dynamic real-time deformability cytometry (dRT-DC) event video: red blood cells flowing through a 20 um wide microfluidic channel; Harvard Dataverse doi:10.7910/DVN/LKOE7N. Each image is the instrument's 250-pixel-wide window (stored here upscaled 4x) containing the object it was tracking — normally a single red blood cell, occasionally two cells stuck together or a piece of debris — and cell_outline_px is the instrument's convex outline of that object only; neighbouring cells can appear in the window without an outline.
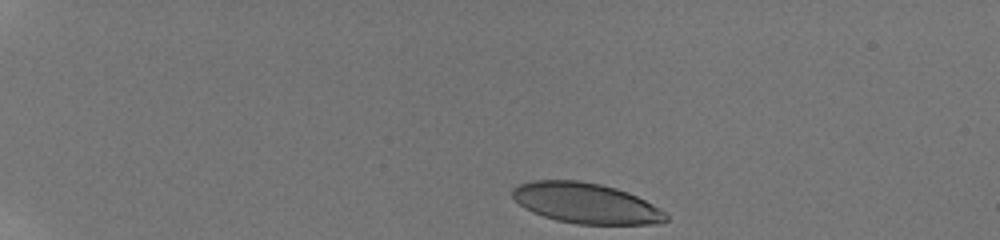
{"species": "human", "species_latin": "Homo sapiens", "temperature_condition": "room temperature", "stored_images_in_passage": 39, "camera_frame_rate_fps": 3000, "um_per_image_px": 0.085, "donor": {"sex": "male"}, "frame": {"image": 1, "passage_image": 1, "time_ms": 0.0, "image_size_px": [1000, 240], "cell_outline_px": [[668, 220], [660, 224], [576, 224], [556, 220], [532, 212], [524, 208], [512, 196], [512, 188], [520, 184], [532, 180], [580, 180], [600, 184], [616, 188], [628, 192], [652, 204], [664, 212], [668, 216]], "centroid_in_image_um": [49.79, 17.27], "position_along_channel_um": 35.2, "area_um2": 36.18}}
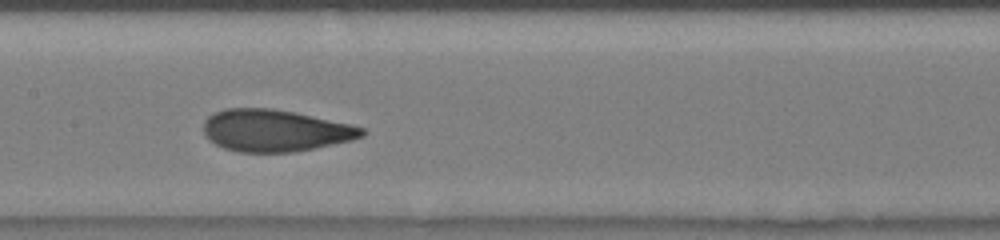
{"frame": {"image": 2, "passage_image": 20, "time_ms": 6.333, "image_size_px": [1000, 240], "cell_outline_px": [[368, 132], [364, 136], [352, 140], [316, 148], [292, 152], [236, 152], [224, 148], [208, 140], [204, 136], [204, 120], [208, 116], [224, 108], [272, 108], [296, 112], [352, 124], [364, 128]], "centroid_in_image_um": [23.4, 11.09], "position_along_channel_um": 184.0, "area_um2": 39.13}}
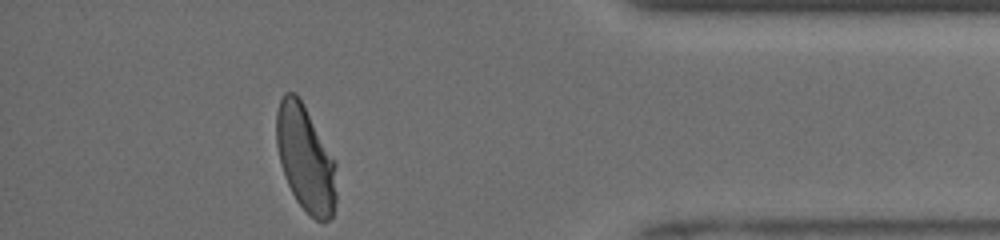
{"frame": {"image": 3, "passage_image": 39, "time_ms": 12.667, "image_size_px": [1000, 240], "cell_outline_px": [[336, 200], [332, 216], [328, 220], [316, 220], [296, 200], [284, 176], [276, 144], [276, 112], [280, 100], [284, 92], [296, 92], [336, 164]], "centroid_in_image_um": [25.95, 13.48], "position_along_channel_um": 409.3, "area_um2": 36.47}, "authors_computed_cell_mechanics": {"area_um2": 38.437, "velocity_mm_per_s": 3.9538, "shape_relaxation_time_tau1_ms": 3.7598, "shape_relaxation_time_tau2_ms": 0.789, "deformation_change_tau1": 0.1781, "deformation_change_tau2": 0.0736}}